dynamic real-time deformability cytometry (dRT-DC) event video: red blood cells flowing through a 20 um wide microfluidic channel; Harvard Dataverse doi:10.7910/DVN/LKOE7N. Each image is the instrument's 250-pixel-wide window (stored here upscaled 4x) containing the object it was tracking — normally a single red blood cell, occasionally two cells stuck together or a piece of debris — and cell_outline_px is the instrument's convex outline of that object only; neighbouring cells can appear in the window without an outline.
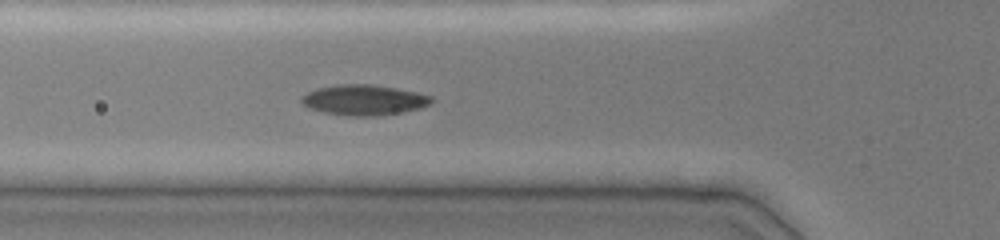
{"species": "common noctule bat (a hibernating species)", "species_latin": "Nyctalus noctula", "temperature_condition": "cold", "stored_images_in_passage": 5, "camera_frame_rate_fps": 3000, "um_per_image_px": 0.085, "animal": {"sex": "female", "body_mass_g": 19.0, "forearm_length_mm": 51.5}, "frame": {"image": 1, "passage_image": 5, "time_ms": 2.333, "image_size_px": [1000, 240], "cell_outline_px": [[432, 104], [420, 108], [400, 112], [376, 116], [352, 116], [324, 112], [312, 108], [304, 104], [300, 100], [300, 96], [316, 88], [336, 84], [372, 84], [396, 88], [416, 92], [432, 96]], "centroid_in_image_um": [30.94, 8.48], "position_along_channel_um": 94.9, "area_um2": 22.95}}